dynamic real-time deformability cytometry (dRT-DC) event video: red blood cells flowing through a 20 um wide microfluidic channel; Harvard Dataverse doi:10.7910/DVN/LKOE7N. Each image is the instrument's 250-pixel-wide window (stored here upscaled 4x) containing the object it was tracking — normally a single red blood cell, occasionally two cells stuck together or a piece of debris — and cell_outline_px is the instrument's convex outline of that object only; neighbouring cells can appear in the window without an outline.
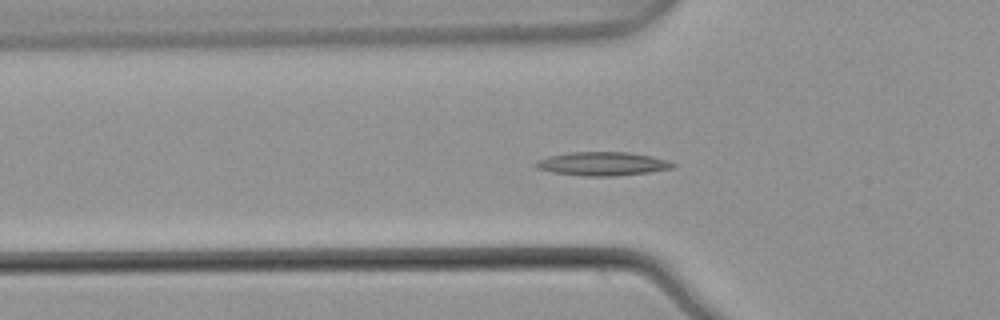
{"species": "common noctule bat (a hibernating species)", "species_latin": "Nyctalus noctula", "temperature_condition": "warm", "stored_images_in_passage": 54, "segment_of_instrument_passage": [1, 2], "camera_frame_rate_fps": 3000, "um_per_image_px": 0.085, "animal": {"sex": "male", "body_mass_g": 21.5, "forearm_length_mm": 52.0}, "frame": {"image": 1, "passage_image": 18, "time_ms": 5.667, "image_size_px": [1000, 320], "cell_outline_px": [[676, 168], [648, 172], [616, 176], [584, 176], [552, 172], [536, 168], [532, 164], [536, 160], [548, 156], [572, 152], [628, 152], [652, 156], [668, 160], [676, 164]], "centroid_in_image_um": [51.21, 13.92], "position_along_channel_um": 74.6, "area_um2": 19.07}}
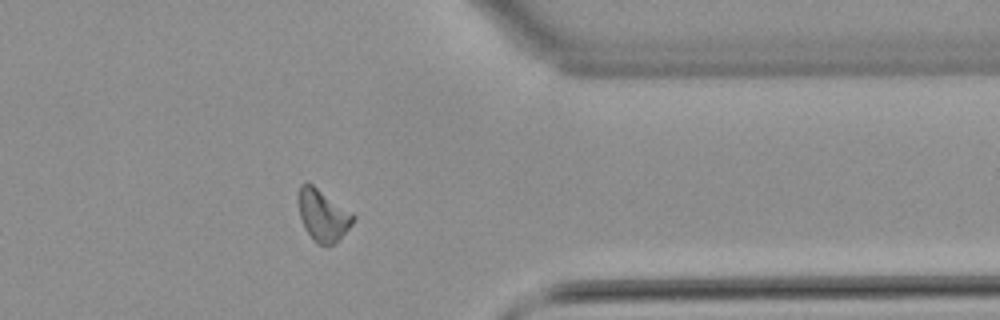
{"frame": {"image": 2, "passage_image": 43, "time_ms": 14.0, "image_size_px": [1000, 320], "cell_outline_px": [[356, 216], [352, 224], [332, 244], [316, 244], [312, 240], [304, 228], [300, 216], [300, 184], [304, 180], [312, 184], [352, 212]], "centroid_in_image_um": [27.44, 18.28], "position_along_channel_um": 384.0, "area_um2": 16.13}}
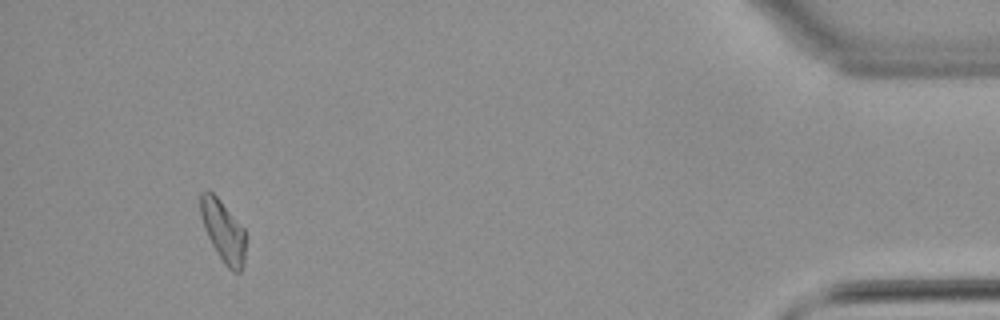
{"frame": {"image": 3, "passage_image": 50, "time_ms": 16.333, "image_size_px": [1000, 320], "cell_outline_px": [[244, 264], [240, 272], [232, 272], [224, 264], [212, 244], [204, 228], [200, 216], [200, 192], [212, 192], [220, 200], [244, 228]], "centroid_in_image_um": [18.96, 19.65], "position_along_channel_um": 416.2, "area_um2": 15.95}}